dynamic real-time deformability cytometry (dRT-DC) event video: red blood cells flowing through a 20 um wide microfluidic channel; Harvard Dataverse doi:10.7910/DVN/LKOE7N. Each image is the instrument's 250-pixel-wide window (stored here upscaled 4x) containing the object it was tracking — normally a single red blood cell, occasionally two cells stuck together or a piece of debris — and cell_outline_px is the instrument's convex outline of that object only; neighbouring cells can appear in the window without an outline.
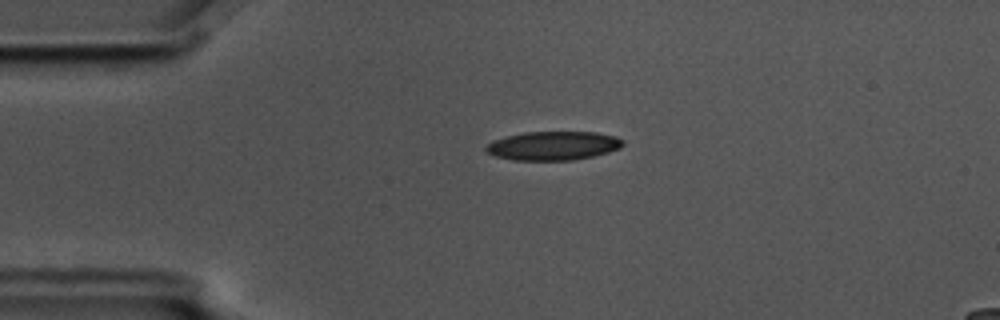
{"species": "common noctule bat (a hibernating species)", "species_latin": "Nyctalus noctula", "temperature_condition": "cold", "stored_images_in_passage": 55, "camera_frame_rate_fps": 3000, "um_per_image_px": 0.085, "animal": {"sex": "male", "body_mass_g": 17.5, "forearm_length_mm": 52.3}, "frame": {"image": 1, "passage_image": 12, "time_ms": 3.667, "image_size_px": [1000, 320], "cell_outline_px": [[624, 144], [620, 148], [608, 152], [592, 156], [572, 160], [512, 160], [496, 156], [488, 152], [484, 148], [492, 140], [524, 132], [596, 132], [616, 136], [624, 140]], "centroid_in_image_um": [47.04, 12.38], "position_along_channel_um": 38.0, "area_um2": 22.95}}
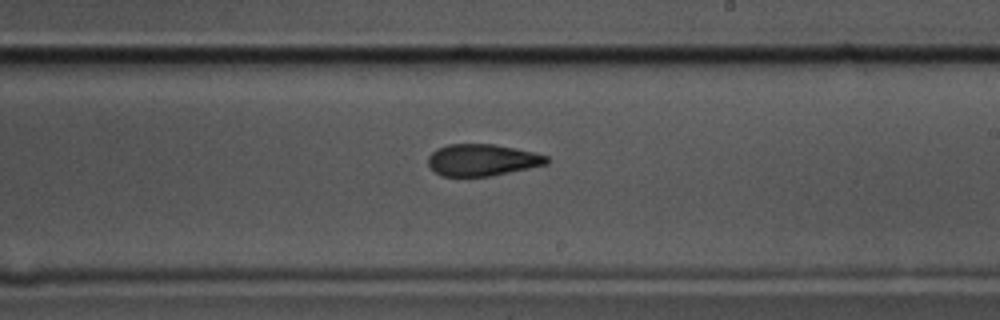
{"frame": {"image": 2, "passage_image": 32, "time_ms": 10.333, "image_size_px": [1000, 320], "cell_outline_px": [[548, 164], [488, 176], [440, 176], [428, 164], [428, 156], [436, 148], [448, 144], [492, 144], [532, 152], [548, 156]], "centroid_in_image_um": [40.94, 13.59], "position_along_channel_um": 248.1, "area_um2": 21.68}}
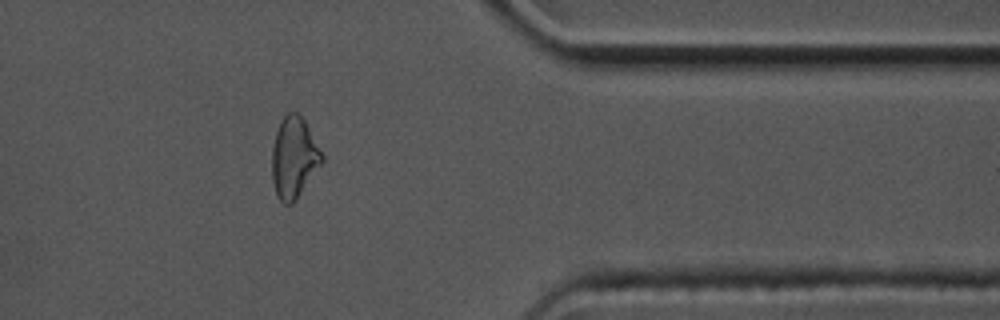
{"frame": {"image": 3, "passage_image": 45, "time_ms": 14.667, "image_size_px": [1000, 320], "cell_outline_px": [[324, 160], [296, 200], [292, 204], [284, 204], [276, 196], [272, 180], [272, 148], [276, 132], [280, 120], [288, 112], [296, 112], [304, 120], [324, 156]], "centroid_in_image_um": [24.97, 13.42], "position_along_channel_um": 386.4, "area_um2": 23.52}, "authors_computed_cell_mechanics": {"area_um2": 23.1778, "velocity_mm_per_s": 3.5804, "shape_relaxation_time_tau1_ms": 6.7715, "shape_relaxation_time_tau2_ms": 1.8367, "deformation_change_tau1": 0.1677, "deformation_change_tau2": 0.0801}}